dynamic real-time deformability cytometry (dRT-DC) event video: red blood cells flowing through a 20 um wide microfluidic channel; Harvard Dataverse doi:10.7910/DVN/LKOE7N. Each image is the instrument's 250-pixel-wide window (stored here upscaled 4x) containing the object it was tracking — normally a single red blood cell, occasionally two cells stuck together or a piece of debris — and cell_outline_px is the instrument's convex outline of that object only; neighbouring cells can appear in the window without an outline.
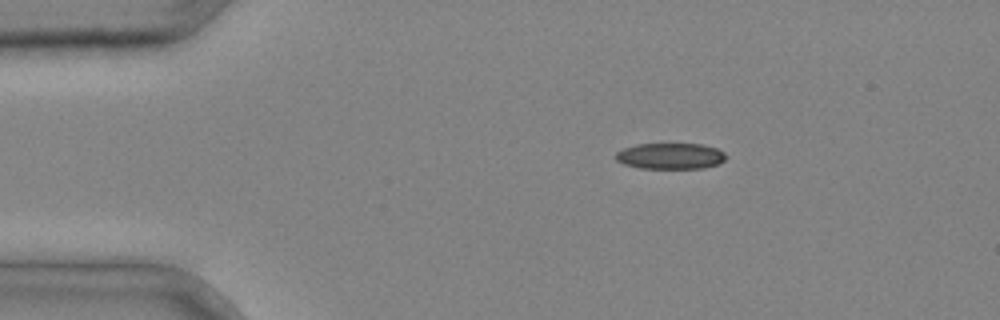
{"species": "common noctule bat (a hibernating species)", "species_latin": "Nyctalus noctula", "temperature_condition": "cold", "stored_images_in_passage": 2, "camera_frame_rate_fps": 3000, "um_per_image_px": 0.085, "animal": {"sex": "male", "body_mass_g": 20.4}, "frame": {"image": 1, "passage_image": 1, "time_ms": 0.0, "image_size_px": [1000, 320], "cell_outline_px": [[728, 156], [724, 160], [716, 164], [704, 168], [640, 168], [624, 164], [616, 160], [616, 152], [624, 148], [636, 144], [700, 144], [716, 148], [724, 152]], "centroid_in_image_um": [56.98, 13.26], "position_along_channel_um": 28.0, "area_um2": 16.65}}